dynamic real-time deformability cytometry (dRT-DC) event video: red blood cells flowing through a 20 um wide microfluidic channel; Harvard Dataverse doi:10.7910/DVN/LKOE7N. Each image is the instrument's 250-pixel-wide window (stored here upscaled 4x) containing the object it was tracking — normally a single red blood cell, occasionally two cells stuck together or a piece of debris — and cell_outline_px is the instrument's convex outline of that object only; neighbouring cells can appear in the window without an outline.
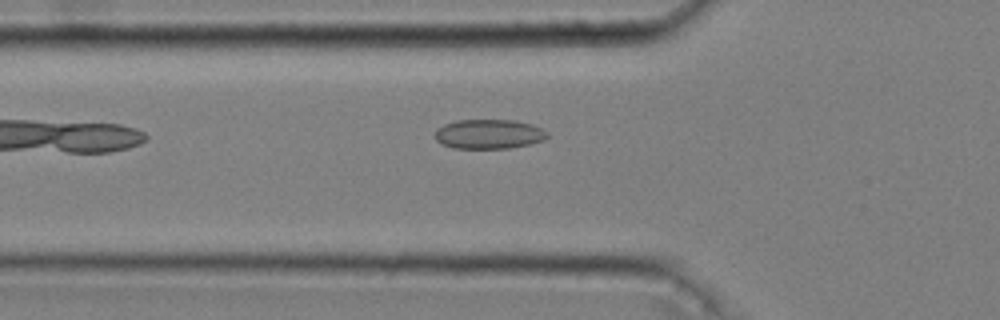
{"species": "common noctule bat (a hibernating species)", "species_latin": "Nyctalus noctula", "temperature_condition": "cold", "stored_images_in_passage": 34, "camera_frame_rate_fps": 3000, "um_per_image_px": 0.085, "animal": {"sex": "male", "body_mass_g": 20.4}, "frame": {"image": 1, "passage_image": 4, "time_ms": 1.0, "image_size_px": [1000, 320], "cell_outline_px": [[548, 136], [544, 140], [532, 144], [508, 148], [452, 148], [440, 144], [436, 140], [436, 128], [444, 124], [456, 120], [516, 120], [532, 124], [548, 132]], "centroid_in_image_um": [41.55, 11.39], "position_along_channel_um": 84.2, "area_um2": 19.48}}
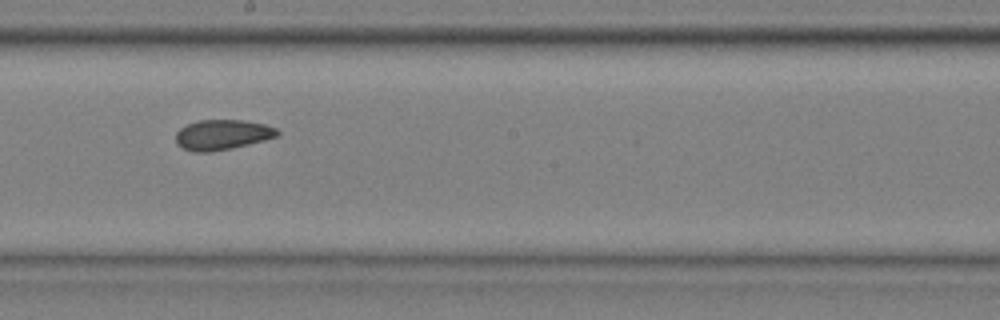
{"frame": {"image": 2, "passage_image": 16, "time_ms": 5.0, "image_size_px": [1000, 320], "cell_outline_px": [[280, 136], [232, 148], [212, 152], [192, 152], [176, 144], [176, 132], [180, 128], [188, 124], [200, 120], [244, 120], [264, 124], [276, 128], [280, 132]], "centroid_in_image_um": [18.9, 11.45], "position_along_channel_um": 229.3, "area_um2": 17.92}}
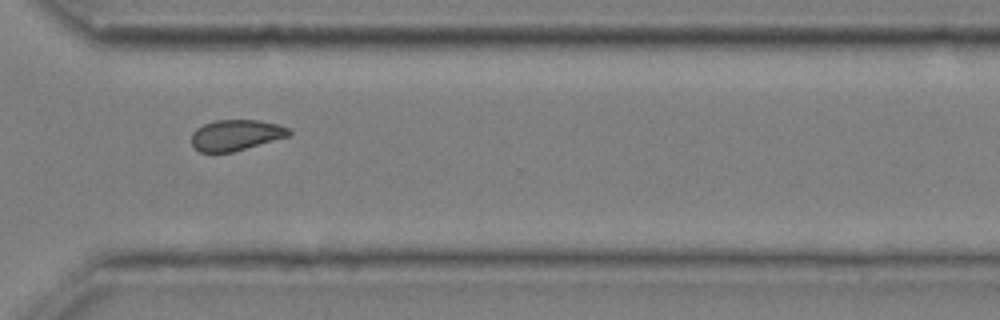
{"frame": {"image": 3, "passage_image": 26, "time_ms": 8.333, "image_size_px": [1000, 320], "cell_outline_px": [[292, 132], [288, 136], [232, 152], [200, 152], [192, 144], [192, 132], [196, 128], [204, 124], [216, 120], [260, 120], [280, 124], [292, 128]], "centroid_in_image_um": [20.08, 11.46], "position_along_channel_um": 350.5, "area_um2": 17.51}, "authors_computed_cell_mechanics": {"area_um2": 17.7446, "velocity_mm_per_s": 3.6216, "shape_relaxation_time_tau1_ms": null, "shape_relaxation_time_tau2_ms": 2.9544, "deformation_change_tau1": null, "deformation_change_tau2": 0.0754}}